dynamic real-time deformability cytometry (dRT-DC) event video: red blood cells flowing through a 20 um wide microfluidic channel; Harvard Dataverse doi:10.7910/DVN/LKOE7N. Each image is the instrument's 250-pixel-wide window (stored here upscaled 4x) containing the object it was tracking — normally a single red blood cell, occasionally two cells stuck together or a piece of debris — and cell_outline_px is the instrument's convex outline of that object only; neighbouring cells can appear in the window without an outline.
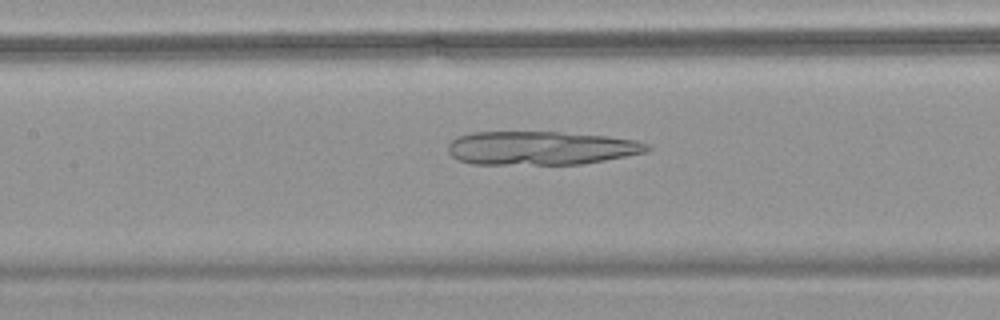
{"species": "common noctule bat (a hibernating species)", "species_latin": "Nyctalus noctula", "temperature_condition": "warm", "stored_images_in_passage": 56, "camera_frame_rate_fps": 3000, "um_per_image_px": 0.085, "animal": {"sex": "female", "body_mass_g": 18.4}, "frame": {"image": 1, "passage_image": 27, "time_ms": 8.667, "image_size_px": [1000, 320], "cell_outline_px": [[652, 148], [648, 152], [584, 164], [472, 164], [456, 160], [448, 152], [448, 144], [456, 136], [472, 132], [560, 132], [608, 136], [636, 140], [648, 144]], "centroid_in_image_um": [45.97, 12.58], "position_along_channel_um": 161.4, "area_um2": 39.42}}
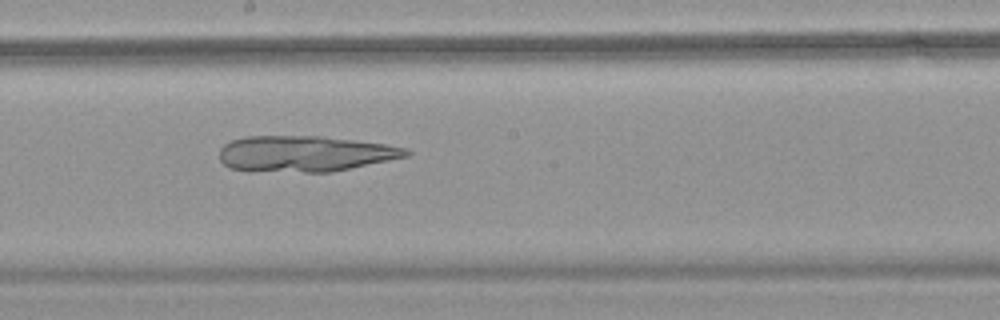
{"frame": {"image": 2, "passage_image": 32, "time_ms": 10.333, "image_size_px": [1000, 320], "cell_outline_px": [[412, 152], [408, 156], [332, 172], [304, 172], [228, 168], [220, 160], [220, 148], [224, 144], [232, 140], [244, 136], [320, 136], [384, 144], [408, 148]], "centroid_in_image_um": [25.93, 13.05], "position_along_channel_um": 222.3, "area_um2": 38.67}}
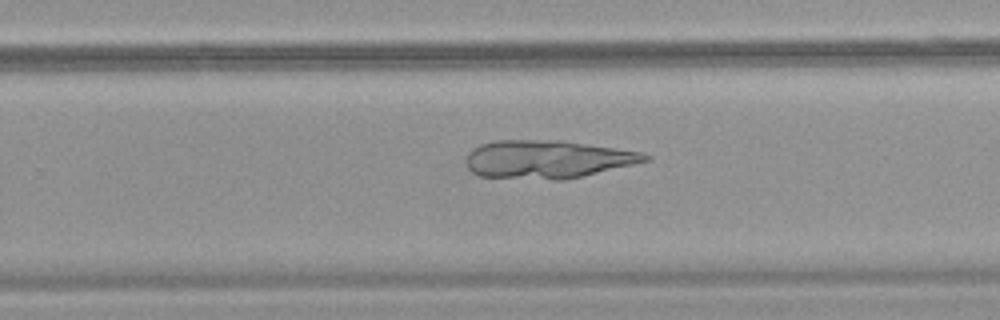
{"frame": {"image": 3, "passage_image": 37, "time_ms": 12.0, "image_size_px": [1000, 320], "cell_outline_px": [[652, 160], [564, 180], [556, 180], [480, 176], [472, 172], [468, 168], [468, 152], [472, 148], [480, 144], [496, 140], [560, 140], [640, 152], [652, 156]], "centroid_in_image_um": [46.52, 13.54], "position_along_channel_um": 283.3, "area_um2": 39.54}}